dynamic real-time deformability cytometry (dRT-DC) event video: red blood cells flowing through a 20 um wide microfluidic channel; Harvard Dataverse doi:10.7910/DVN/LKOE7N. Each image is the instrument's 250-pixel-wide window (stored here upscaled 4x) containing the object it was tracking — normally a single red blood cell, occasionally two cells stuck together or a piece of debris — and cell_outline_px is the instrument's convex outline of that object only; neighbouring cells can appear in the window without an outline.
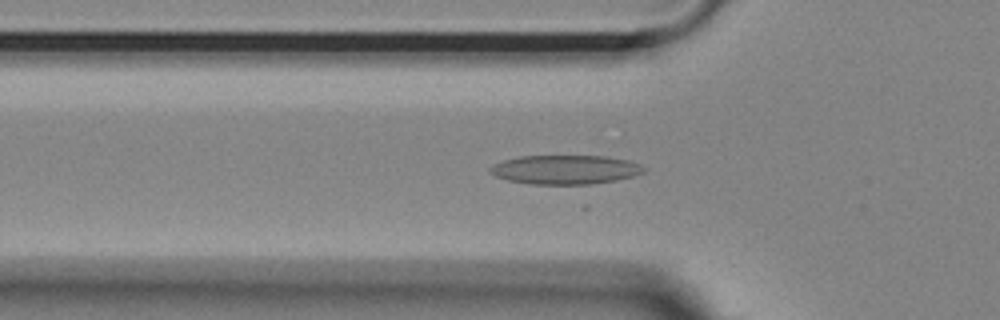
{"species": "Egyptian fruit bat (a non-hibernating species)", "species_latin": "Rousettus aegyptiacus", "temperature_condition": "room temperature", "stored_images_in_passage": 53, "camera_frame_rate_fps": 3000, "um_per_image_px": 0.085, "animal": {"sex": "female"}, "frame": {"image": 1, "passage_image": 16, "time_ms": 5.0, "image_size_px": [1000, 320], "cell_outline_px": [[644, 172], [632, 176], [584, 188], [532, 184], [508, 180], [496, 176], [488, 172], [488, 168], [504, 160], [520, 156], [604, 156], [628, 160], [640, 164], [644, 168]], "centroid_in_image_um": [48.07, 14.47], "position_along_channel_um": 77.7, "area_um2": 26.99}}
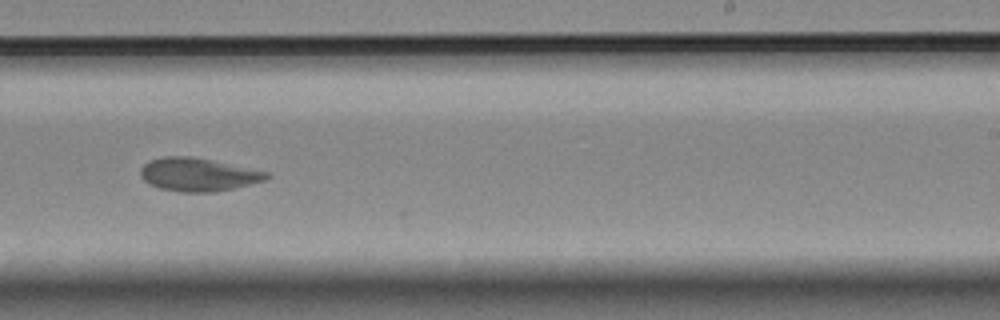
{"frame": {"image": 2, "passage_image": 32, "time_ms": 10.333, "image_size_px": [1000, 320], "cell_outline_px": [[272, 176], [264, 180], [236, 188], [216, 192], [180, 192], [160, 188], [148, 184], [140, 176], [140, 168], [148, 160], [164, 156], [192, 156], [212, 160], [268, 172]], "centroid_in_image_um": [16.81, 14.84], "position_along_channel_um": 272.2, "area_um2": 24.57}}
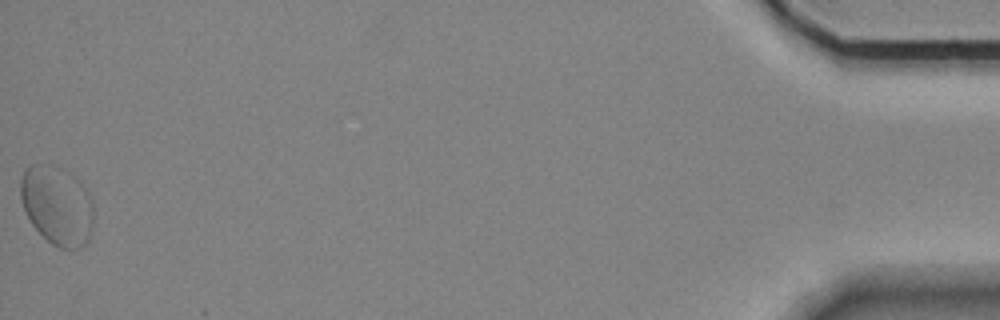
{"frame": {"image": 3, "passage_image": 53, "time_ms": 17.333, "image_size_px": [1000, 320], "cell_outline_px": [[92, 228], [88, 240], [80, 248], [60, 248], [52, 244], [32, 224], [24, 208], [20, 196], [20, 180], [24, 168], [32, 164], [64, 168], [88, 192], [92, 200]], "centroid_in_image_um": [4.84, 17.46], "position_along_channel_um": 430.4, "area_um2": 33.18}, "authors_computed_cell_mechanics": {"area_um2": 24.565, "velocity_mm_per_s": 3.6415, "shape_relaxation_time_tau1_ms": null, "shape_relaxation_time_tau2_ms": 3.3012, "deformation_change_tau1": null, "deformation_change_tau2": 0.0522}}